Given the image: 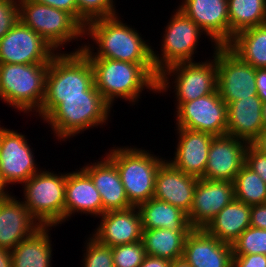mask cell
<instances>
[{
  "mask_svg": "<svg viewBox=\"0 0 266 267\" xmlns=\"http://www.w3.org/2000/svg\"><path fill=\"white\" fill-rule=\"evenodd\" d=\"M175 127L209 133L213 136L226 135L227 104L218 91L188 102H174Z\"/></svg>",
  "mask_w": 266,
  "mask_h": 267,
  "instance_id": "obj_12",
  "label": "cell"
},
{
  "mask_svg": "<svg viewBox=\"0 0 266 267\" xmlns=\"http://www.w3.org/2000/svg\"><path fill=\"white\" fill-rule=\"evenodd\" d=\"M80 214L98 218L103 215L102 199L90 176L79 166L66 172L65 222ZM94 216V217H93Z\"/></svg>",
  "mask_w": 266,
  "mask_h": 267,
  "instance_id": "obj_21",
  "label": "cell"
},
{
  "mask_svg": "<svg viewBox=\"0 0 266 267\" xmlns=\"http://www.w3.org/2000/svg\"><path fill=\"white\" fill-rule=\"evenodd\" d=\"M234 199L249 206L266 203V183L246 164L233 181Z\"/></svg>",
  "mask_w": 266,
  "mask_h": 267,
  "instance_id": "obj_32",
  "label": "cell"
},
{
  "mask_svg": "<svg viewBox=\"0 0 266 267\" xmlns=\"http://www.w3.org/2000/svg\"><path fill=\"white\" fill-rule=\"evenodd\" d=\"M11 191H9L0 180V201L4 199Z\"/></svg>",
  "mask_w": 266,
  "mask_h": 267,
  "instance_id": "obj_47",
  "label": "cell"
},
{
  "mask_svg": "<svg viewBox=\"0 0 266 267\" xmlns=\"http://www.w3.org/2000/svg\"><path fill=\"white\" fill-rule=\"evenodd\" d=\"M0 267H12L11 253L9 249L0 247Z\"/></svg>",
  "mask_w": 266,
  "mask_h": 267,
  "instance_id": "obj_45",
  "label": "cell"
},
{
  "mask_svg": "<svg viewBox=\"0 0 266 267\" xmlns=\"http://www.w3.org/2000/svg\"><path fill=\"white\" fill-rule=\"evenodd\" d=\"M56 226H42L10 250L12 267H53V239Z\"/></svg>",
  "mask_w": 266,
  "mask_h": 267,
  "instance_id": "obj_26",
  "label": "cell"
},
{
  "mask_svg": "<svg viewBox=\"0 0 266 267\" xmlns=\"http://www.w3.org/2000/svg\"><path fill=\"white\" fill-rule=\"evenodd\" d=\"M48 67L49 63H0L1 101L16 112H23V116L28 114L33 118L45 96Z\"/></svg>",
  "mask_w": 266,
  "mask_h": 267,
  "instance_id": "obj_5",
  "label": "cell"
},
{
  "mask_svg": "<svg viewBox=\"0 0 266 267\" xmlns=\"http://www.w3.org/2000/svg\"><path fill=\"white\" fill-rule=\"evenodd\" d=\"M217 91L227 105L242 98L258 96L255 68L227 45L217 46Z\"/></svg>",
  "mask_w": 266,
  "mask_h": 267,
  "instance_id": "obj_13",
  "label": "cell"
},
{
  "mask_svg": "<svg viewBox=\"0 0 266 267\" xmlns=\"http://www.w3.org/2000/svg\"><path fill=\"white\" fill-rule=\"evenodd\" d=\"M170 267H191L189 263L182 257L171 261Z\"/></svg>",
  "mask_w": 266,
  "mask_h": 267,
  "instance_id": "obj_46",
  "label": "cell"
},
{
  "mask_svg": "<svg viewBox=\"0 0 266 267\" xmlns=\"http://www.w3.org/2000/svg\"><path fill=\"white\" fill-rule=\"evenodd\" d=\"M19 20L39 34L56 52H62L64 47L75 41L78 45L71 52L81 51L84 46L81 43L84 41V28L63 10L31 0H19Z\"/></svg>",
  "mask_w": 266,
  "mask_h": 267,
  "instance_id": "obj_7",
  "label": "cell"
},
{
  "mask_svg": "<svg viewBox=\"0 0 266 267\" xmlns=\"http://www.w3.org/2000/svg\"><path fill=\"white\" fill-rule=\"evenodd\" d=\"M111 248L114 267H139L146 257L142 240Z\"/></svg>",
  "mask_w": 266,
  "mask_h": 267,
  "instance_id": "obj_36",
  "label": "cell"
},
{
  "mask_svg": "<svg viewBox=\"0 0 266 267\" xmlns=\"http://www.w3.org/2000/svg\"><path fill=\"white\" fill-rule=\"evenodd\" d=\"M251 206L233 199L208 223L204 230L220 242L232 245L250 224Z\"/></svg>",
  "mask_w": 266,
  "mask_h": 267,
  "instance_id": "obj_27",
  "label": "cell"
},
{
  "mask_svg": "<svg viewBox=\"0 0 266 267\" xmlns=\"http://www.w3.org/2000/svg\"><path fill=\"white\" fill-rule=\"evenodd\" d=\"M1 124L0 180L10 191L11 185L22 186L43 167L36 161L35 150L29 143L27 135L22 134L20 130L9 129Z\"/></svg>",
  "mask_w": 266,
  "mask_h": 267,
  "instance_id": "obj_11",
  "label": "cell"
},
{
  "mask_svg": "<svg viewBox=\"0 0 266 267\" xmlns=\"http://www.w3.org/2000/svg\"><path fill=\"white\" fill-rule=\"evenodd\" d=\"M142 229L192 230L187 214L167 202L151 198L137 206Z\"/></svg>",
  "mask_w": 266,
  "mask_h": 267,
  "instance_id": "obj_28",
  "label": "cell"
},
{
  "mask_svg": "<svg viewBox=\"0 0 266 267\" xmlns=\"http://www.w3.org/2000/svg\"><path fill=\"white\" fill-rule=\"evenodd\" d=\"M98 218L99 223L90 234L100 243L114 247L142 240V222L137 206L108 211Z\"/></svg>",
  "mask_w": 266,
  "mask_h": 267,
  "instance_id": "obj_19",
  "label": "cell"
},
{
  "mask_svg": "<svg viewBox=\"0 0 266 267\" xmlns=\"http://www.w3.org/2000/svg\"><path fill=\"white\" fill-rule=\"evenodd\" d=\"M116 0H76L78 23L85 28L86 24L99 19L119 14Z\"/></svg>",
  "mask_w": 266,
  "mask_h": 267,
  "instance_id": "obj_33",
  "label": "cell"
},
{
  "mask_svg": "<svg viewBox=\"0 0 266 267\" xmlns=\"http://www.w3.org/2000/svg\"><path fill=\"white\" fill-rule=\"evenodd\" d=\"M112 109L93 84L85 96L44 97L34 117L47 123L54 140L61 144L84 131L107 126L113 117Z\"/></svg>",
  "mask_w": 266,
  "mask_h": 267,
  "instance_id": "obj_1",
  "label": "cell"
},
{
  "mask_svg": "<svg viewBox=\"0 0 266 267\" xmlns=\"http://www.w3.org/2000/svg\"><path fill=\"white\" fill-rule=\"evenodd\" d=\"M191 230L143 229L142 242L146 255L170 261L182 258L184 243Z\"/></svg>",
  "mask_w": 266,
  "mask_h": 267,
  "instance_id": "obj_29",
  "label": "cell"
},
{
  "mask_svg": "<svg viewBox=\"0 0 266 267\" xmlns=\"http://www.w3.org/2000/svg\"><path fill=\"white\" fill-rule=\"evenodd\" d=\"M250 224L252 227L266 230V203L251 206Z\"/></svg>",
  "mask_w": 266,
  "mask_h": 267,
  "instance_id": "obj_41",
  "label": "cell"
},
{
  "mask_svg": "<svg viewBox=\"0 0 266 267\" xmlns=\"http://www.w3.org/2000/svg\"><path fill=\"white\" fill-rule=\"evenodd\" d=\"M255 86L258 97L266 102V68L255 69Z\"/></svg>",
  "mask_w": 266,
  "mask_h": 267,
  "instance_id": "obj_42",
  "label": "cell"
},
{
  "mask_svg": "<svg viewBox=\"0 0 266 267\" xmlns=\"http://www.w3.org/2000/svg\"><path fill=\"white\" fill-rule=\"evenodd\" d=\"M177 8L217 45L230 43L228 0H181Z\"/></svg>",
  "mask_w": 266,
  "mask_h": 267,
  "instance_id": "obj_16",
  "label": "cell"
},
{
  "mask_svg": "<svg viewBox=\"0 0 266 267\" xmlns=\"http://www.w3.org/2000/svg\"><path fill=\"white\" fill-rule=\"evenodd\" d=\"M56 53L49 43L21 20L0 39V63H50Z\"/></svg>",
  "mask_w": 266,
  "mask_h": 267,
  "instance_id": "obj_14",
  "label": "cell"
},
{
  "mask_svg": "<svg viewBox=\"0 0 266 267\" xmlns=\"http://www.w3.org/2000/svg\"><path fill=\"white\" fill-rule=\"evenodd\" d=\"M168 19L160 38H162L160 51L158 47L152 46V60L156 71L159 73L163 69L179 62L194 61L198 54L201 39L208 38L210 48L215 49L217 45L207 36V34L182 11L175 7ZM201 38V39H200ZM198 48V49H197ZM197 53V54H196Z\"/></svg>",
  "mask_w": 266,
  "mask_h": 267,
  "instance_id": "obj_9",
  "label": "cell"
},
{
  "mask_svg": "<svg viewBox=\"0 0 266 267\" xmlns=\"http://www.w3.org/2000/svg\"><path fill=\"white\" fill-rule=\"evenodd\" d=\"M120 15L119 13L87 23L84 28V46L81 51L88 58L153 64L151 41L145 39L137 27L126 23Z\"/></svg>",
  "mask_w": 266,
  "mask_h": 267,
  "instance_id": "obj_2",
  "label": "cell"
},
{
  "mask_svg": "<svg viewBox=\"0 0 266 267\" xmlns=\"http://www.w3.org/2000/svg\"><path fill=\"white\" fill-rule=\"evenodd\" d=\"M182 257L191 267H232L233 249L204 229H192L186 236Z\"/></svg>",
  "mask_w": 266,
  "mask_h": 267,
  "instance_id": "obj_23",
  "label": "cell"
},
{
  "mask_svg": "<svg viewBox=\"0 0 266 267\" xmlns=\"http://www.w3.org/2000/svg\"><path fill=\"white\" fill-rule=\"evenodd\" d=\"M234 199L229 181L198 179L191 210L187 215L192 229H204L222 208Z\"/></svg>",
  "mask_w": 266,
  "mask_h": 267,
  "instance_id": "obj_17",
  "label": "cell"
},
{
  "mask_svg": "<svg viewBox=\"0 0 266 267\" xmlns=\"http://www.w3.org/2000/svg\"><path fill=\"white\" fill-rule=\"evenodd\" d=\"M170 264L168 259L146 255L139 267H170Z\"/></svg>",
  "mask_w": 266,
  "mask_h": 267,
  "instance_id": "obj_43",
  "label": "cell"
},
{
  "mask_svg": "<svg viewBox=\"0 0 266 267\" xmlns=\"http://www.w3.org/2000/svg\"><path fill=\"white\" fill-rule=\"evenodd\" d=\"M197 182L198 178L176 169L165 160L158 168L153 197L180 208L188 215Z\"/></svg>",
  "mask_w": 266,
  "mask_h": 267,
  "instance_id": "obj_24",
  "label": "cell"
},
{
  "mask_svg": "<svg viewBox=\"0 0 266 267\" xmlns=\"http://www.w3.org/2000/svg\"><path fill=\"white\" fill-rule=\"evenodd\" d=\"M211 51L205 60L175 63L159 72L157 95L172 92L173 102H188L216 91L217 47Z\"/></svg>",
  "mask_w": 266,
  "mask_h": 267,
  "instance_id": "obj_6",
  "label": "cell"
},
{
  "mask_svg": "<svg viewBox=\"0 0 266 267\" xmlns=\"http://www.w3.org/2000/svg\"><path fill=\"white\" fill-rule=\"evenodd\" d=\"M94 84V71L82 52H57L51 59L45 79L44 97L85 96Z\"/></svg>",
  "mask_w": 266,
  "mask_h": 267,
  "instance_id": "obj_10",
  "label": "cell"
},
{
  "mask_svg": "<svg viewBox=\"0 0 266 267\" xmlns=\"http://www.w3.org/2000/svg\"><path fill=\"white\" fill-rule=\"evenodd\" d=\"M31 1L46 4L53 8L63 10L69 13L78 22V7L76 0H31Z\"/></svg>",
  "mask_w": 266,
  "mask_h": 267,
  "instance_id": "obj_40",
  "label": "cell"
},
{
  "mask_svg": "<svg viewBox=\"0 0 266 267\" xmlns=\"http://www.w3.org/2000/svg\"><path fill=\"white\" fill-rule=\"evenodd\" d=\"M83 242L81 267H114L112 248L100 243L91 234ZM87 239V240H86Z\"/></svg>",
  "mask_w": 266,
  "mask_h": 267,
  "instance_id": "obj_34",
  "label": "cell"
},
{
  "mask_svg": "<svg viewBox=\"0 0 266 267\" xmlns=\"http://www.w3.org/2000/svg\"><path fill=\"white\" fill-rule=\"evenodd\" d=\"M19 21V0L0 2V39Z\"/></svg>",
  "mask_w": 266,
  "mask_h": 267,
  "instance_id": "obj_37",
  "label": "cell"
},
{
  "mask_svg": "<svg viewBox=\"0 0 266 267\" xmlns=\"http://www.w3.org/2000/svg\"><path fill=\"white\" fill-rule=\"evenodd\" d=\"M245 164L266 183V155L255 150L250 144L246 150Z\"/></svg>",
  "mask_w": 266,
  "mask_h": 267,
  "instance_id": "obj_38",
  "label": "cell"
},
{
  "mask_svg": "<svg viewBox=\"0 0 266 267\" xmlns=\"http://www.w3.org/2000/svg\"><path fill=\"white\" fill-rule=\"evenodd\" d=\"M81 168L90 176L102 199L103 214L133 207L129 202L116 165L104 154Z\"/></svg>",
  "mask_w": 266,
  "mask_h": 267,
  "instance_id": "obj_22",
  "label": "cell"
},
{
  "mask_svg": "<svg viewBox=\"0 0 266 267\" xmlns=\"http://www.w3.org/2000/svg\"><path fill=\"white\" fill-rule=\"evenodd\" d=\"M108 150L105 155L116 165L129 202L138 206L153 198L158 168L166 156L134 145L113 144Z\"/></svg>",
  "mask_w": 266,
  "mask_h": 267,
  "instance_id": "obj_4",
  "label": "cell"
},
{
  "mask_svg": "<svg viewBox=\"0 0 266 267\" xmlns=\"http://www.w3.org/2000/svg\"><path fill=\"white\" fill-rule=\"evenodd\" d=\"M233 255H266V230L249 226L232 244Z\"/></svg>",
  "mask_w": 266,
  "mask_h": 267,
  "instance_id": "obj_35",
  "label": "cell"
},
{
  "mask_svg": "<svg viewBox=\"0 0 266 267\" xmlns=\"http://www.w3.org/2000/svg\"><path fill=\"white\" fill-rule=\"evenodd\" d=\"M65 186L66 172L41 168L22 185L20 199L41 226L60 227L65 223Z\"/></svg>",
  "mask_w": 266,
  "mask_h": 267,
  "instance_id": "obj_8",
  "label": "cell"
},
{
  "mask_svg": "<svg viewBox=\"0 0 266 267\" xmlns=\"http://www.w3.org/2000/svg\"><path fill=\"white\" fill-rule=\"evenodd\" d=\"M248 143L230 135L214 136L203 179L232 182L246 162Z\"/></svg>",
  "mask_w": 266,
  "mask_h": 267,
  "instance_id": "obj_15",
  "label": "cell"
},
{
  "mask_svg": "<svg viewBox=\"0 0 266 267\" xmlns=\"http://www.w3.org/2000/svg\"><path fill=\"white\" fill-rule=\"evenodd\" d=\"M227 46L255 69L266 68V24L240 31Z\"/></svg>",
  "mask_w": 266,
  "mask_h": 267,
  "instance_id": "obj_30",
  "label": "cell"
},
{
  "mask_svg": "<svg viewBox=\"0 0 266 267\" xmlns=\"http://www.w3.org/2000/svg\"><path fill=\"white\" fill-rule=\"evenodd\" d=\"M12 193L0 201V247L9 250L42 227L20 197Z\"/></svg>",
  "mask_w": 266,
  "mask_h": 267,
  "instance_id": "obj_20",
  "label": "cell"
},
{
  "mask_svg": "<svg viewBox=\"0 0 266 267\" xmlns=\"http://www.w3.org/2000/svg\"><path fill=\"white\" fill-rule=\"evenodd\" d=\"M262 105L263 102L258 96H250L229 103L226 135L250 143L264 128Z\"/></svg>",
  "mask_w": 266,
  "mask_h": 267,
  "instance_id": "obj_25",
  "label": "cell"
},
{
  "mask_svg": "<svg viewBox=\"0 0 266 267\" xmlns=\"http://www.w3.org/2000/svg\"><path fill=\"white\" fill-rule=\"evenodd\" d=\"M262 120L264 123V127H266V102L262 105Z\"/></svg>",
  "mask_w": 266,
  "mask_h": 267,
  "instance_id": "obj_48",
  "label": "cell"
},
{
  "mask_svg": "<svg viewBox=\"0 0 266 267\" xmlns=\"http://www.w3.org/2000/svg\"><path fill=\"white\" fill-rule=\"evenodd\" d=\"M232 267H266V255H233Z\"/></svg>",
  "mask_w": 266,
  "mask_h": 267,
  "instance_id": "obj_39",
  "label": "cell"
},
{
  "mask_svg": "<svg viewBox=\"0 0 266 267\" xmlns=\"http://www.w3.org/2000/svg\"><path fill=\"white\" fill-rule=\"evenodd\" d=\"M230 42L245 29L266 24V0H228Z\"/></svg>",
  "mask_w": 266,
  "mask_h": 267,
  "instance_id": "obj_31",
  "label": "cell"
},
{
  "mask_svg": "<svg viewBox=\"0 0 266 267\" xmlns=\"http://www.w3.org/2000/svg\"><path fill=\"white\" fill-rule=\"evenodd\" d=\"M94 84L103 99L113 108L116 101L138 106L145 91L157 95L158 72L154 64H134L107 58H89Z\"/></svg>",
  "mask_w": 266,
  "mask_h": 267,
  "instance_id": "obj_3",
  "label": "cell"
},
{
  "mask_svg": "<svg viewBox=\"0 0 266 267\" xmlns=\"http://www.w3.org/2000/svg\"><path fill=\"white\" fill-rule=\"evenodd\" d=\"M250 145L261 154L266 155V127L250 142Z\"/></svg>",
  "mask_w": 266,
  "mask_h": 267,
  "instance_id": "obj_44",
  "label": "cell"
},
{
  "mask_svg": "<svg viewBox=\"0 0 266 267\" xmlns=\"http://www.w3.org/2000/svg\"><path fill=\"white\" fill-rule=\"evenodd\" d=\"M173 128L177 145L174 146L173 157L166 160L176 169L198 179L202 178L207 166L208 151L214 136L181 127Z\"/></svg>",
  "mask_w": 266,
  "mask_h": 267,
  "instance_id": "obj_18",
  "label": "cell"
}]
</instances>
